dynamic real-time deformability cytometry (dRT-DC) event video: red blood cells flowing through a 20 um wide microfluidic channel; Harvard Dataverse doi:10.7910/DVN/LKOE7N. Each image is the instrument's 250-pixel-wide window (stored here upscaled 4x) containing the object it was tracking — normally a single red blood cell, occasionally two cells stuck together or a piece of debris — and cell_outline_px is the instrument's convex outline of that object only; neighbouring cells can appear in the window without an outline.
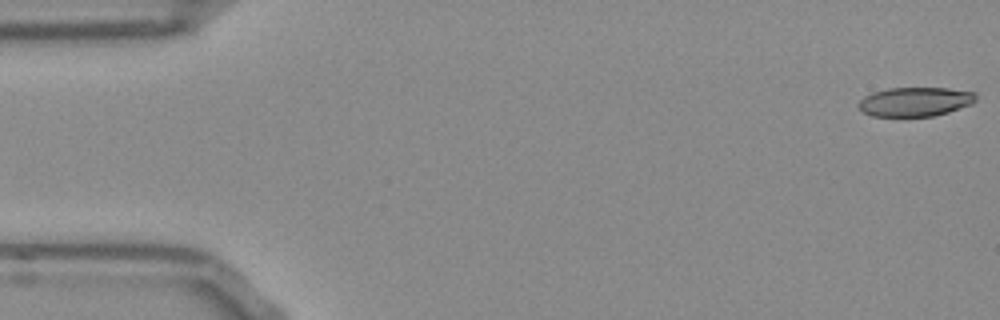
{"species": "Egyptian fruit bat (a non-hibernating species)", "species_latin": "Rousettus aegyptiacus", "temperature_condition": "room temperature", "stored_images_in_passage": 52, "camera_frame_rate_fps": 3000, "um_per_image_px": 0.085, "frame": {"image": 1, "passage_image": 1, "time_ms": 0.0, "image_size_px": [1000, 320], "cell_outline_px": [[976, 100], [972, 104], [948, 112], [932, 116], [872, 116], [864, 112], [856, 104], [864, 96], [872, 92], [888, 88], [948, 88], [976, 92]], "centroid_in_image_um": [77.79, 8.64], "position_along_channel_um": 7.2, "area_um2": 20.0}}
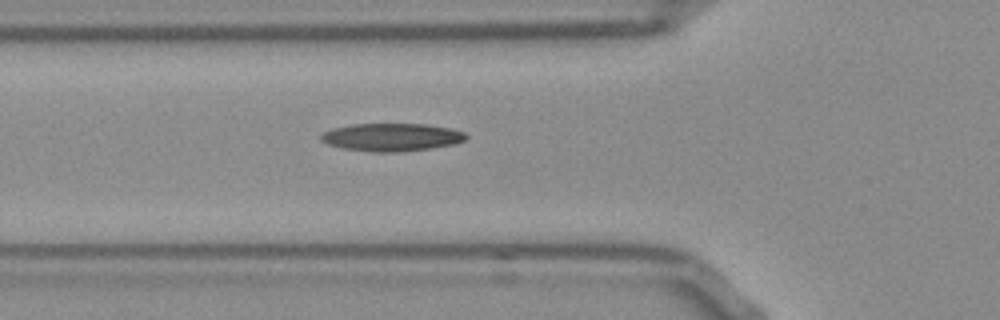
{"frame": {"image": 2, "passage_image": 18, "time_ms": 5.667, "image_size_px": [1000, 320], "cell_outline_px": [[468, 136], [464, 140], [452, 144], [404, 152], [372, 152], [340, 148], [328, 144], [320, 140], [320, 136], [324, 132], [332, 128], [352, 124], [428, 124], [452, 128], [464, 132]], "centroid_in_image_um": [33.26, 11.66], "position_along_channel_um": 92.5, "area_um2": 23.64}}
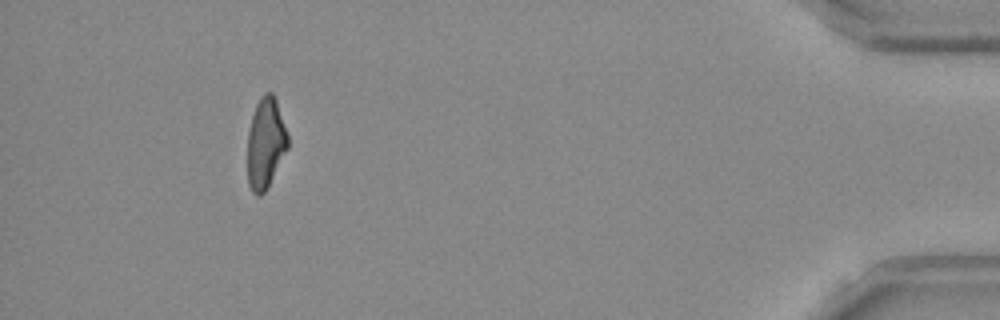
{"frame": {"image": 3, "passage_image": 48, "time_ms": 15.667, "image_size_px": [1000, 320], "cell_outline_px": [[288, 148], [264, 192], [260, 196], [256, 196], [252, 192], [248, 184], [248, 132], [252, 116], [256, 104], [260, 96], [264, 92], [272, 92], [276, 100], [288, 136]], "centroid_in_image_um": [22.56, 12.16], "position_along_channel_um": 412.6, "area_um2": 21.1}, "authors_computed_cell_mechanics": {"area_um2": 22.253, "velocity_mm_per_s": 3.8737, "shape_relaxation_time_tau1_ms": 7.6671, "shape_relaxation_time_tau2_ms": 5.3042, "deformation_change_tau1": 0.2392, "deformation_change_tau2": 0.1535}}